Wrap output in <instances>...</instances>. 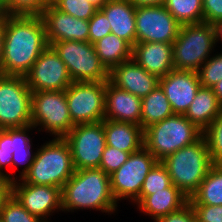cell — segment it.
I'll return each mask as SVG.
<instances>
[{"label": "cell", "instance_id": "cell-16", "mask_svg": "<svg viewBox=\"0 0 222 222\" xmlns=\"http://www.w3.org/2000/svg\"><path fill=\"white\" fill-rule=\"evenodd\" d=\"M48 45L59 41L88 42L89 20L78 19L56 9L50 2L40 15Z\"/></svg>", "mask_w": 222, "mask_h": 222}, {"label": "cell", "instance_id": "cell-8", "mask_svg": "<svg viewBox=\"0 0 222 222\" xmlns=\"http://www.w3.org/2000/svg\"><path fill=\"white\" fill-rule=\"evenodd\" d=\"M31 124L54 138H64L75 126L68 110L65 91H37L31 94Z\"/></svg>", "mask_w": 222, "mask_h": 222}, {"label": "cell", "instance_id": "cell-48", "mask_svg": "<svg viewBox=\"0 0 222 222\" xmlns=\"http://www.w3.org/2000/svg\"><path fill=\"white\" fill-rule=\"evenodd\" d=\"M8 15V7L6 0H0V17H5Z\"/></svg>", "mask_w": 222, "mask_h": 222}, {"label": "cell", "instance_id": "cell-46", "mask_svg": "<svg viewBox=\"0 0 222 222\" xmlns=\"http://www.w3.org/2000/svg\"><path fill=\"white\" fill-rule=\"evenodd\" d=\"M214 30H215V38L216 42L222 40V20L215 23L214 25Z\"/></svg>", "mask_w": 222, "mask_h": 222}, {"label": "cell", "instance_id": "cell-31", "mask_svg": "<svg viewBox=\"0 0 222 222\" xmlns=\"http://www.w3.org/2000/svg\"><path fill=\"white\" fill-rule=\"evenodd\" d=\"M56 9L73 17L89 20L98 10L86 0H50Z\"/></svg>", "mask_w": 222, "mask_h": 222}, {"label": "cell", "instance_id": "cell-18", "mask_svg": "<svg viewBox=\"0 0 222 222\" xmlns=\"http://www.w3.org/2000/svg\"><path fill=\"white\" fill-rule=\"evenodd\" d=\"M109 81L141 99L159 85V78L148 73L133 58L115 66L109 72Z\"/></svg>", "mask_w": 222, "mask_h": 222}, {"label": "cell", "instance_id": "cell-22", "mask_svg": "<svg viewBox=\"0 0 222 222\" xmlns=\"http://www.w3.org/2000/svg\"><path fill=\"white\" fill-rule=\"evenodd\" d=\"M106 145L125 152H136L144 146V129L140 125L103 120Z\"/></svg>", "mask_w": 222, "mask_h": 222}, {"label": "cell", "instance_id": "cell-7", "mask_svg": "<svg viewBox=\"0 0 222 222\" xmlns=\"http://www.w3.org/2000/svg\"><path fill=\"white\" fill-rule=\"evenodd\" d=\"M50 46L65 63L73 82H104L109 71L101 63L94 44L83 41H59Z\"/></svg>", "mask_w": 222, "mask_h": 222}, {"label": "cell", "instance_id": "cell-29", "mask_svg": "<svg viewBox=\"0 0 222 222\" xmlns=\"http://www.w3.org/2000/svg\"><path fill=\"white\" fill-rule=\"evenodd\" d=\"M171 184L170 175L166 167L161 161H158L147 174L140 191V196L134 203L138 205L147 195L163 191V189L168 188Z\"/></svg>", "mask_w": 222, "mask_h": 222}, {"label": "cell", "instance_id": "cell-28", "mask_svg": "<svg viewBox=\"0 0 222 222\" xmlns=\"http://www.w3.org/2000/svg\"><path fill=\"white\" fill-rule=\"evenodd\" d=\"M164 6L181 25L203 22V0H166Z\"/></svg>", "mask_w": 222, "mask_h": 222}, {"label": "cell", "instance_id": "cell-35", "mask_svg": "<svg viewBox=\"0 0 222 222\" xmlns=\"http://www.w3.org/2000/svg\"><path fill=\"white\" fill-rule=\"evenodd\" d=\"M131 153L106 145L99 168L110 175L128 160Z\"/></svg>", "mask_w": 222, "mask_h": 222}, {"label": "cell", "instance_id": "cell-42", "mask_svg": "<svg viewBox=\"0 0 222 222\" xmlns=\"http://www.w3.org/2000/svg\"><path fill=\"white\" fill-rule=\"evenodd\" d=\"M31 145L27 148L26 152H20V153H13V158H12V169L15 168V166L20 165L21 164L25 165L23 166L24 168H22V172H20L19 177L20 179H22L30 170V167L33 163V160L35 159L36 156V152L31 153Z\"/></svg>", "mask_w": 222, "mask_h": 222}, {"label": "cell", "instance_id": "cell-3", "mask_svg": "<svg viewBox=\"0 0 222 222\" xmlns=\"http://www.w3.org/2000/svg\"><path fill=\"white\" fill-rule=\"evenodd\" d=\"M161 162L170 175L171 183L189 198L215 164L203 135L194 143L168 155Z\"/></svg>", "mask_w": 222, "mask_h": 222}, {"label": "cell", "instance_id": "cell-23", "mask_svg": "<svg viewBox=\"0 0 222 222\" xmlns=\"http://www.w3.org/2000/svg\"><path fill=\"white\" fill-rule=\"evenodd\" d=\"M187 197L180 189L171 184L163 191L147 195L137 206L145 215L152 216L154 221L167 214L179 211L188 204Z\"/></svg>", "mask_w": 222, "mask_h": 222}, {"label": "cell", "instance_id": "cell-43", "mask_svg": "<svg viewBox=\"0 0 222 222\" xmlns=\"http://www.w3.org/2000/svg\"><path fill=\"white\" fill-rule=\"evenodd\" d=\"M12 195V182L7 178L0 179V211L5 201Z\"/></svg>", "mask_w": 222, "mask_h": 222}, {"label": "cell", "instance_id": "cell-45", "mask_svg": "<svg viewBox=\"0 0 222 222\" xmlns=\"http://www.w3.org/2000/svg\"><path fill=\"white\" fill-rule=\"evenodd\" d=\"M3 41H4V17H0V69L2 63Z\"/></svg>", "mask_w": 222, "mask_h": 222}, {"label": "cell", "instance_id": "cell-25", "mask_svg": "<svg viewBox=\"0 0 222 222\" xmlns=\"http://www.w3.org/2000/svg\"><path fill=\"white\" fill-rule=\"evenodd\" d=\"M94 46L101 63L109 72L115 66L132 58L133 47L113 33L95 42Z\"/></svg>", "mask_w": 222, "mask_h": 222}, {"label": "cell", "instance_id": "cell-34", "mask_svg": "<svg viewBox=\"0 0 222 222\" xmlns=\"http://www.w3.org/2000/svg\"><path fill=\"white\" fill-rule=\"evenodd\" d=\"M8 15L40 16L49 0H6Z\"/></svg>", "mask_w": 222, "mask_h": 222}, {"label": "cell", "instance_id": "cell-39", "mask_svg": "<svg viewBox=\"0 0 222 222\" xmlns=\"http://www.w3.org/2000/svg\"><path fill=\"white\" fill-rule=\"evenodd\" d=\"M197 222H222V205H191Z\"/></svg>", "mask_w": 222, "mask_h": 222}, {"label": "cell", "instance_id": "cell-27", "mask_svg": "<svg viewBox=\"0 0 222 222\" xmlns=\"http://www.w3.org/2000/svg\"><path fill=\"white\" fill-rule=\"evenodd\" d=\"M141 101V127L143 129L174 115L170 102L160 85L142 98Z\"/></svg>", "mask_w": 222, "mask_h": 222}, {"label": "cell", "instance_id": "cell-2", "mask_svg": "<svg viewBox=\"0 0 222 222\" xmlns=\"http://www.w3.org/2000/svg\"><path fill=\"white\" fill-rule=\"evenodd\" d=\"M61 195L62 212L96 209L110 214L118 207L111 193L110 175L100 168L75 170L63 185Z\"/></svg>", "mask_w": 222, "mask_h": 222}, {"label": "cell", "instance_id": "cell-44", "mask_svg": "<svg viewBox=\"0 0 222 222\" xmlns=\"http://www.w3.org/2000/svg\"><path fill=\"white\" fill-rule=\"evenodd\" d=\"M135 6H159L164 5L166 0H129Z\"/></svg>", "mask_w": 222, "mask_h": 222}, {"label": "cell", "instance_id": "cell-37", "mask_svg": "<svg viewBox=\"0 0 222 222\" xmlns=\"http://www.w3.org/2000/svg\"><path fill=\"white\" fill-rule=\"evenodd\" d=\"M110 33V23L106 15L100 9H98L95 14L89 19L88 42L94 44Z\"/></svg>", "mask_w": 222, "mask_h": 222}, {"label": "cell", "instance_id": "cell-17", "mask_svg": "<svg viewBox=\"0 0 222 222\" xmlns=\"http://www.w3.org/2000/svg\"><path fill=\"white\" fill-rule=\"evenodd\" d=\"M159 85L170 102L174 114L184 115L201 86L195 71L172 70L159 79Z\"/></svg>", "mask_w": 222, "mask_h": 222}, {"label": "cell", "instance_id": "cell-15", "mask_svg": "<svg viewBox=\"0 0 222 222\" xmlns=\"http://www.w3.org/2000/svg\"><path fill=\"white\" fill-rule=\"evenodd\" d=\"M18 180L12 182V195L30 214L49 222L48 216L55 210H62L61 188L27 184L22 179Z\"/></svg>", "mask_w": 222, "mask_h": 222}, {"label": "cell", "instance_id": "cell-9", "mask_svg": "<svg viewBox=\"0 0 222 222\" xmlns=\"http://www.w3.org/2000/svg\"><path fill=\"white\" fill-rule=\"evenodd\" d=\"M31 94L25 76L0 74V129L31 124Z\"/></svg>", "mask_w": 222, "mask_h": 222}, {"label": "cell", "instance_id": "cell-32", "mask_svg": "<svg viewBox=\"0 0 222 222\" xmlns=\"http://www.w3.org/2000/svg\"><path fill=\"white\" fill-rule=\"evenodd\" d=\"M0 220L2 222H44L30 214L13 195L5 201L0 211Z\"/></svg>", "mask_w": 222, "mask_h": 222}, {"label": "cell", "instance_id": "cell-12", "mask_svg": "<svg viewBox=\"0 0 222 222\" xmlns=\"http://www.w3.org/2000/svg\"><path fill=\"white\" fill-rule=\"evenodd\" d=\"M75 170L99 168L106 146L103 121L77 124L64 137Z\"/></svg>", "mask_w": 222, "mask_h": 222}, {"label": "cell", "instance_id": "cell-30", "mask_svg": "<svg viewBox=\"0 0 222 222\" xmlns=\"http://www.w3.org/2000/svg\"><path fill=\"white\" fill-rule=\"evenodd\" d=\"M210 157L214 163L222 159V110L211 124L203 131Z\"/></svg>", "mask_w": 222, "mask_h": 222}, {"label": "cell", "instance_id": "cell-5", "mask_svg": "<svg viewBox=\"0 0 222 222\" xmlns=\"http://www.w3.org/2000/svg\"><path fill=\"white\" fill-rule=\"evenodd\" d=\"M203 135L184 115L174 114L144 129V147L158 160L197 141Z\"/></svg>", "mask_w": 222, "mask_h": 222}, {"label": "cell", "instance_id": "cell-38", "mask_svg": "<svg viewBox=\"0 0 222 222\" xmlns=\"http://www.w3.org/2000/svg\"><path fill=\"white\" fill-rule=\"evenodd\" d=\"M35 128L32 124L24 127L11 128L12 154L26 152L27 148L32 145L31 139L28 137L29 130Z\"/></svg>", "mask_w": 222, "mask_h": 222}, {"label": "cell", "instance_id": "cell-36", "mask_svg": "<svg viewBox=\"0 0 222 222\" xmlns=\"http://www.w3.org/2000/svg\"><path fill=\"white\" fill-rule=\"evenodd\" d=\"M12 158L11 128L0 129V173L14 182L16 177L12 178L11 174H6L2 170L4 167L12 168Z\"/></svg>", "mask_w": 222, "mask_h": 222}, {"label": "cell", "instance_id": "cell-51", "mask_svg": "<svg viewBox=\"0 0 222 222\" xmlns=\"http://www.w3.org/2000/svg\"><path fill=\"white\" fill-rule=\"evenodd\" d=\"M5 178L3 174L0 173V179Z\"/></svg>", "mask_w": 222, "mask_h": 222}, {"label": "cell", "instance_id": "cell-1", "mask_svg": "<svg viewBox=\"0 0 222 222\" xmlns=\"http://www.w3.org/2000/svg\"><path fill=\"white\" fill-rule=\"evenodd\" d=\"M47 46L41 16H5L0 74L25 76Z\"/></svg>", "mask_w": 222, "mask_h": 222}, {"label": "cell", "instance_id": "cell-26", "mask_svg": "<svg viewBox=\"0 0 222 222\" xmlns=\"http://www.w3.org/2000/svg\"><path fill=\"white\" fill-rule=\"evenodd\" d=\"M190 205H222V167L215 163L198 189L188 200Z\"/></svg>", "mask_w": 222, "mask_h": 222}, {"label": "cell", "instance_id": "cell-33", "mask_svg": "<svg viewBox=\"0 0 222 222\" xmlns=\"http://www.w3.org/2000/svg\"><path fill=\"white\" fill-rule=\"evenodd\" d=\"M201 86L212 88L222 80V53L210 57L197 71Z\"/></svg>", "mask_w": 222, "mask_h": 222}, {"label": "cell", "instance_id": "cell-50", "mask_svg": "<svg viewBox=\"0 0 222 222\" xmlns=\"http://www.w3.org/2000/svg\"><path fill=\"white\" fill-rule=\"evenodd\" d=\"M217 164L222 167V159Z\"/></svg>", "mask_w": 222, "mask_h": 222}, {"label": "cell", "instance_id": "cell-21", "mask_svg": "<svg viewBox=\"0 0 222 222\" xmlns=\"http://www.w3.org/2000/svg\"><path fill=\"white\" fill-rule=\"evenodd\" d=\"M100 10L110 23L111 33L127 41L133 47L136 43V6L129 0H108Z\"/></svg>", "mask_w": 222, "mask_h": 222}, {"label": "cell", "instance_id": "cell-49", "mask_svg": "<svg viewBox=\"0 0 222 222\" xmlns=\"http://www.w3.org/2000/svg\"><path fill=\"white\" fill-rule=\"evenodd\" d=\"M89 1L94 7L100 9L108 0H86Z\"/></svg>", "mask_w": 222, "mask_h": 222}, {"label": "cell", "instance_id": "cell-24", "mask_svg": "<svg viewBox=\"0 0 222 222\" xmlns=\"http://www.w3.org/2000/svg\"><path fill=\"white\" fill-rule=\"evenodd\" d=\"M222 110L213 88L200 86L184 116L204 131Z\"/></svg>", "mask_w": 222, "mask_h": 222}, {"label": "cell", "instance_id": "cell-20", "mask_svg": "<svg viewBox=\"0 0 222 222\" xmlns=\"http://www.w3.org/2000/svg\"><path fill=\"white\" fill-rule=\"evenodd\" d=\"M172 43H135L132 58L148 73L159 79L174 70Z\"/></svg>", "mask_w": 222, "mask_h": 222}, {"label": "cell", "instance_id": "cell-19", "mask_svg": "<svg viewBox=\"0 0 222 222\" xmlns=\"http://www.w3.org/2000/svg\"><path fill=\"white\" fill-rule=\"evenodd\" d=\"M141 114V98L106 81L105 119L141 126Z\"/></svg>", "mask_w": 222, "mask_h": 222}, {"label": "cell", "instance_id": "cell-6", "mask_svg": "<svg viewBox=\"0 0 222 222\" xmlns=\"http://www.w3.org/2000/svg\"><path fill=\"white\" fill-rule=\"evenodd\" d=\"M216 44L213 25L204 22L181 25L172 43L174 69L197 72L212 56Z\"/></svg>", "mask_w": 222, "mask_h": 222}, {"label": "cell", "instance_id": "cell-13", "mask_svg": "<svg viewBox=\"0 0 222 222\" xmlns=\"http://www.w3.org/2000/svg\"><path fill=\"white\" fill-rule=\"evenodd\" d=\"M135 25L136 43H173L181 27L164 5L136 6Z\"/></svg>", "mask_w": 222, "mask_h": 222}, {"label": "cell", "instance_id": "cell-11", "mask_svg": "<svg viewBox=\"0 0 222 222\" xmlns=\"http://www.w3.org/2000/svg\"><path fill=\"white\" fill-rule=\"evenodd\" d=\"M157 162L144 146L131 153L128 160L110 174V188L115 201L131 199L134 202L140 196L147 174Z\"/></svg>", "mask_w": 222, "mask_h": 222}, {"label": "cell", "instance_id": "cell-10", "mask_svg": "<svg viewBox=\"0 0 222 222\" xmlns=\"http://www.w3.org/2000/svg\"><path fill=\"white\" fill-rule=\"evenodd\" d=\"M104 82H72L65 90L68 110L74 125L105 119Z\"/></svg>", "mask_w": 222, "mask_h": 222}, {"label": "cell", "instance_id": "cell-4", "mask_svg": "<svg viewBox=\"0 0 222 222\" xmlns=\"http://www.w3.org/2000/svg\"><path fill=\"white\" fill-rule=\"evenodd\" d=\"M36 151L30 170L22 180L27 184L62 189L75 172L68 143L64 138H53Z\"/></svg>", "mask_w": 222, "mask_h": 222}, {"label": "cell", "instance_id": "cell-14", "mask_svg": "<svg viewBox=\"0 0 222 222\" xmlns=\"http://www.w3.org/2000/svg\"><path fill=\"white\" fill-rule=\"evenodd\" d=\"M32 92L65 91L73 82L65 63L48 45L25 75Z\"/></svg>", "mask_w": 222, "mask_h": 222}, {"label": "cell", "instance_id": "cell-47", "mask_svg": "<svg viewBox=\"0 0 222 222\" xmlns=\"http://www.w3.org/2000/svg\"><path fill=\"white\" fill-rule=\"evenodd\" d=\"M212 88L218 100L222 104V80L216 83Z\"/></svg>", "mask_w": 222, "mask_h": 222}, {"label": "cell", "instance_id": "cell-40", "mask_svg": "<svg viewBox=\"0 0 222 222\" xmlns=\"http://www.w3.org/2000/svg\"><path fill=\"white\" fill-rule=\"evenodd\" d=\"M222 20V0H203V22L214 25Z\"/></svg>", "mask_w": 222, "mask_h": 222}, {"label": "cell", "instance_id": "cell-41", "mask_svg": "<svg viewBox=\"0 0 222 222\" xmlns=\"http://www.w3.org/2000/svg\"><path fill=\"white\" fill-rule=\"evenodd\" d=\"M155 222H197V218L188 203L179 211L157 218Z\"/></svg>", "mask_w": 222, "mask_h": 222}]
</instances>
